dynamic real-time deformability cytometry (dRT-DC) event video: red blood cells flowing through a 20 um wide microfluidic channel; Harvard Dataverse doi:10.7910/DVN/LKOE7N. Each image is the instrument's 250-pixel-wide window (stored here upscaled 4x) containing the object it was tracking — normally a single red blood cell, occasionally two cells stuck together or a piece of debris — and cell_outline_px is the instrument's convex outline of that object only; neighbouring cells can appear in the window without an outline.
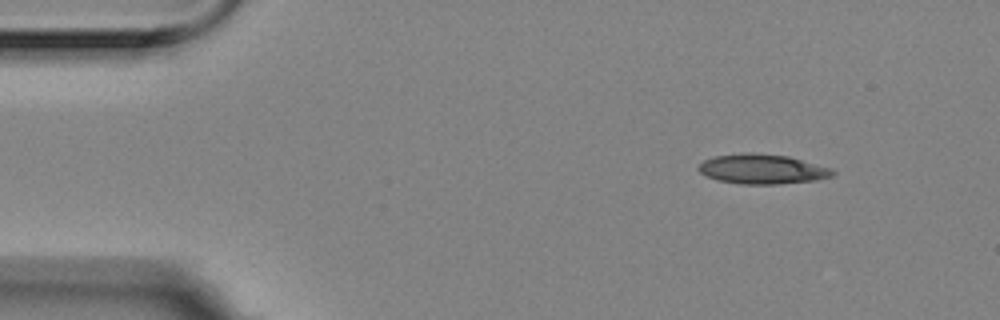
{"species": "Egyptian fruit bat (a non-hibernating species)", "species_latin": "Rousettus aegyptiacus", "temperature_condition": "room temperature", "stored_images_in_passage": 2, "camera_frame_rate_fps": 3000, "um_per_image_px": 0.085, "animal": {"sex": "female"}, "frame": {"image": 1, "passage_image": 1, "time_ms": 0.0, "image_size_px": [1000, 320], "cell_outline_px": [[836, 172], [832, 176], [816, 180], [776, 184], [740, 184], [716, 180], [700, 172], [696, 168], [704, 160], [712, 156], [744, 152], [752, 152], [788, 156], [832, 168]], "centroid_in_image_um": [64.77, 14.36], "position_along_channel_um": 20.2, "area_um2": 23.41}}